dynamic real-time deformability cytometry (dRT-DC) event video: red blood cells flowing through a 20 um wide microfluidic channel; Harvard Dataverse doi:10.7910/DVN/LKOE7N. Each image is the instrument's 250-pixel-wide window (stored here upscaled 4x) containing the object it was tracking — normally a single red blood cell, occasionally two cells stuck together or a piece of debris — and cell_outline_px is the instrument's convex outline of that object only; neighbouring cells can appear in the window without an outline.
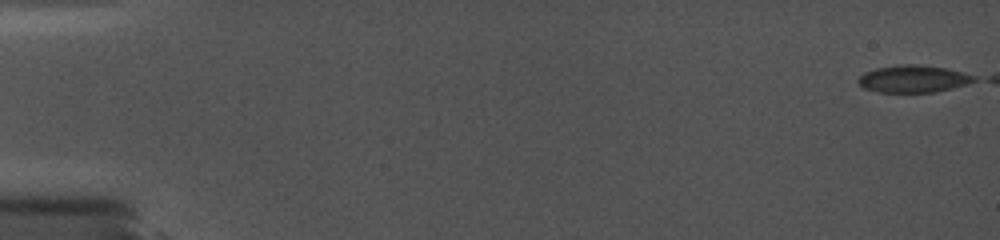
{"species": "common noctule bat (a hibernating species)", "species_latin": "Nyctalus noctula", "temperature_condition": "cold", "stored_images_in_passage": 16, "segment_of_instrument_passage": [1, 2], "camera_frame_rate_fps": 5000, "um_per_image_px": 0.085, "animal": {"sex": "female", "body_mass_g": 19.0, "forearm_length_mm": 56.7}, "frame": {"image": 1, "passage_image": 1, "time_ms": 0.0, "image_size_px": [1000, 240], "cell_outline_px": [[976, 80], [968, 84], [932, 92], [876, 92], [864, 88], [856, 80], [864, 72], [876, 68], [896, 64], [912, 64], [944, 68], [976, 76]], "centroid_in_image_um": [77.58, 6.7], "position_along_channel_um": 7.4, "area_um2": 18.21}}
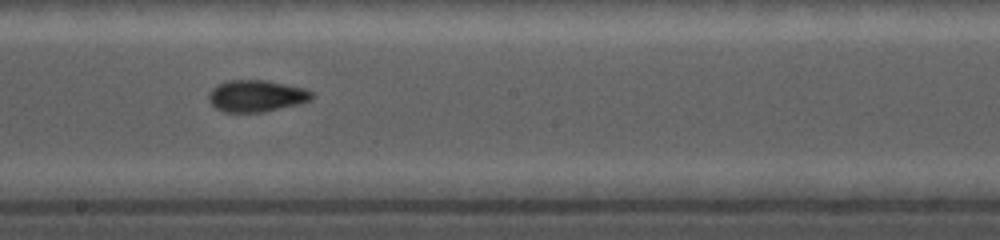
{"frame": {"image": 2, "passage_image": 10, "time_ms": 10.2, "image_size_px": [1000, 240], "cell_outline_px": [[316, 96], [312, 100], [264, 112], [224, 112], [216, 108], [208, 100], [208, 92], [216, 84], [228, 80], [268, 80], [304, 88], [312, 92]], "centroid_in_image_um": [21.78, 8.14], "position_along_channel_um": 226.4, "area_um2": 19.25}}
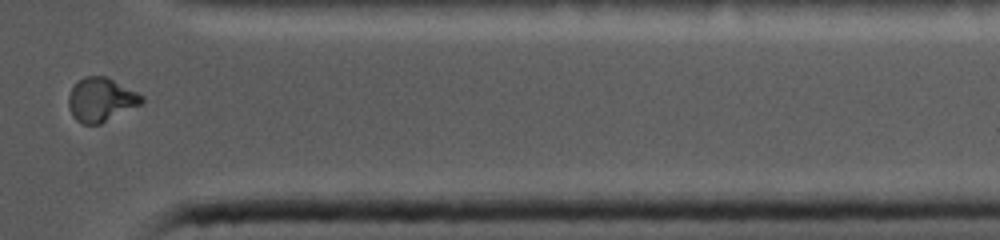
{"frame": {"image": 3, "passage_image": 14, "time_ms": 14.8, "image_size_px": [1000, 240], "cell_outline_px": [[144, 100], [140, 104], [100, 124], [84, 124], [76, 120], [72, 116], [68, 108], [68, 96], [72, 88], [84, 76], [104, 76], [144, 96]], "centroid_in_image_um": [8.54, 8.49], "position_along_channel_um": 402.9, "area_um2": 18.32}}